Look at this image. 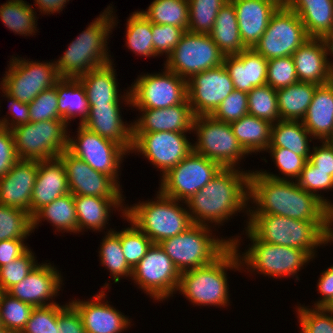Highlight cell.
<instances>
[{"instance_id":"obj_27","label":"cell","mask_w":333,"mask_h":333,"mask_svg":"<svg viewBox=\"0 0 333 333\" xmlns=\"http://www.w3.org/2000/svg\"><path fill=\"white\" fill-rule=\"evenodd\" d=\"M67 174L59 157L38 161V170L30 203L33 216L43 206L68 194Z\"/></svg>"},{"instance_id":"obj_16","label":"cell","mask_w":333,"mask_h":333,"mask_svg":"<svg viewBox=\"0 0 333 333\" xmlns=\"http://www.w3.org/2000/svg\"><path fill=\"white\" fill-rule=\"evenodd\" d=\"M309 39L299 16L286 5L271 15L268 27L254 49L267 60L292 54Z\"/></svg>"},{"instance_id":"obj_11","label":"cell","mask_w":333,"mask_h":333,"mask_svg":"<svg viewBox=\"0 0 333 333\" xmlns=\"http://www.w3.org/2000/svg\"><path fill=\"white\" fill-rule=\"evenodd\" d=\"M225 55L209 34L185 31L164 66L185 80L223 64Z\"/></svg>"},{"instance_id":"obj_9","label":"cell","mask_w":333,"mask_h":333,"mask_svg":"<svg viewBox=\"0 0 333 333\" xmlns=\"http://www.w3.org/2000/svg\"><path fill=\"white\" fill-rule=\"evenodd\" d=\"M67 128L63 120H44L11 129L19 159L41 161L58 157L68 147Z\"/></svg>"},{"instance_id":"obj_30","label":"cell","mask_w":333,"mask_h":333,"mask_svg":"<svg viewBox=\"0 0 333 333\" xmlns=\"http://www.w3.org/2000/svg\"><path fill=\"white\" fill-rule=\"evenodd\" d=\"M113 65L115 64L112 62L78 77L85 88L89 105L121 104L125 101V105L131 106L129 90L124 95L119 94Z\"/></svg>"},{"instance_id":"obj_53","label":"cell","mask_w":333,"mask_h":333,"mask_svg":"<svg viewBox=\"0 0 333 333\" xmlns=\"http://www.w3.org/2000/svg\"><path fill=\"white\" fill-rule=\"evenodd\" d=\"M308 307L301 304L296 307L300 333H333V316L322 307Z\"/></svg>"},{"instance_id":"obj_57","label":"cell","mask_w":333,"mask_h":333,"mask_svg":"<svg viewBox=\"0 0 333 333\" xmlns=\"http://www.w3.org/2000/svg\"><path fill=\"white\" fill-rule=\"evenodd\" d=\"M185 31L181 27L152 23V41L157 56L165 54L166 58L179 43Z\"/></svg>"},{"instance_id":"obj_67","label":"cell","mask_w":333,"mask_h":333,"mask_svg":"<svg viewBox=\"0 0 333 333\" xmlns=\"http://www.w3.org/2000/svg\"><path fill=\"white\" fill-rule=\"evenodd\" d=\"M322 308L330 315L333 316V297L325 303Z\"/></svg>"},{"instance_id":"obj_18","label":"cell","mask_w":333,"mask_h":333,"mask_svg":"<svg viewBox=\"0 0 333 333\" xmlns=\"http://www.w3.org/2000/svg\"><path fill=\"white\" fill-rule=\"evenodd\" d=\"M132 139L133 148L130 152L144 155L159 168L162 176L193 150V144L181 132L132 133Z\"/></svg>"},{"instance_id":"obj_45","label":"cell","mask_w":333,"mask_h":333,"mask_svg":"<svg viewBox=\"0 0 333 333\" xmlns=\"http://www.w3.org/2000/svg\"><path fill=\"white\" fill-rule=\"evenodd\" d=\"M229 0H188L189 23L188 31L209 34L219 10Z\"/></svg>"},{"instance_id":"obj_28","label":"cell","mask_w":333,"mask_h":333,"mask_svg":"<svg viewBox=\"0 0 333 333\" xmlns=\"http://www.w3.org/2000/svg\"><path fill=\"white\" fill-rule=\"evenodd\" d=\"M120 108V104L90 105L88 118L82 125L123 146L130 155L133 148L132 123L123 122Z\"/></svg>"},{"instance_id":"obj_24","label":"cell","mask_w":333,"mask_h":333,"mask_svg":"<svg viewBox=\"0 0 333 333\" xmlns=\"http://www.w3.org/2000/svg\"><path fill=\"white\" fill-rule=\"evenodd\" d=\"M140 117L132 123V133L193 132L194 113L188 99L175 106L161 109H139Z\"/></svg>"},{"instance_id":"obj_19","label":"cell","mask_w":333,"mask_h":333,"mask_svg":"<svg viewBox=\"0 0 333 333\" xmlns=\"http://www.w3.org/2000/svg\"><path fill=\"white\" fill-rule=\"evenodd\" d=\"M234 90L232 79L223 64L187 80L188 101L195 116L212 115Z\"/></svg>"},{"instance_id":"obj_66","label":"cell","mask_w":333,"mask_h":333,"mask_svg":"<svg viewBox=\"0 0 333 333\" xmlns=\"http://www.w3.org/2000/svg\"><path fill=\"white\" fill-rule=\"evenodd\" d=\"M333 214L330 217L329 220V227H328V231H327V242H329L331 244V242H333Z\"/></svg>"},{"instance_id":"obj_4","label":"cell","mask_w":333,"mask_h":333,"mask_svg":"<svg viewBox=\"0 0 333 333\" xmlns=\"http://www.w3.org/2000/svg\"><path fill=\"white\" fill-rule=\"evenodd\" d=\"M239 237H231L232 245L213 263L182 272L177 291L193 305L227 307L230 304L227 270L244 268L238 253Z\"/></svg>"},{"instance_id":"obj_23","label":"cell","mask_w":333,"mask_h":333,"mask_svg":"<svg viewBox=\"0 0 333 333\" xmlns=\"http://www.w3.org/2000/svg\"><path fill=\"white\" fill-rule=\"evenodd\" d=\"M38 170V161L19 159L0 178V205L23 209L30 214V203Z\"/></svg>"},{"instance_id":"obj_20","label":"cell","mask_w":333,"mask_h":333,"mask_svg":"<svg viewBox=\"0 0 333 333\" xmlns=\"http://www.w3.org/2000/svg\"><path fill=\"white\" fill-rule=\"evenodd\" d=\"M58 157L64 165L69 192L73 195L124 198L121 193V186L110 176L94 170L67 149Z\"/></svg>"},{"instance_id":"obj_44","label":"cell","mask_w":333,"mask_h":333,"mask_svg":"<svg viewBox=\"0 0 333 333\" xmlns=\"http://www.w3.org/2000/svg\"><path fill=\"white\" fill-rule=\"evenodd\" d=\"M32 232V216L28 212L0 205V241L27 239Z\"/></svg>"},{"instance_id":"obj_43","label":"cell","mask_w":333,"mask_h":333,"mask_svg":"<svg viewBox=\"0 0 333 333\" xmlns=\"http://www.w3.org/2000/svg\"><path fill=\"white\" fill-rule=\"evenodd\" d=\"M126 46L139 56L156 57L152 23L139 11L131 13L126 24Z\"/></svg>"},{"instance_id":"obj_31","label":"cell","mask_w":333,"mask_h":333,"mask_svg":"<svg viewBox=\"0 0 333 333\" xmlns=\"http://www.w3.org/2000/svg\"><path fill=\"white\" fill-rule=\"evenodd\" d=\"M302 122L314 139L333 136V80L316 87Z\"/></svg>"},{"instance_id":"obj_39","label":"cell","mask_w":333,"mask_h":333,"mask_svg":"<svg viewBox=\"0 0 333 333\" xmlns=\"http://www.w3.org/2000/svg\"><path fill=\"white\" fill-rule=\"evenodd\" d=\"M314 139L304 127L302 121L280 120L271 126L269 147H282L291 152L309 157L311 147L309 142Z\"/></svg>"},{"instance_id":"obj_63","label":"cell","mask_w":333,"mask_h":333,"mask_svg":"<svg viewBox=\"0 0 333 333\" xmlns=\"http://www.w3.org/2000/svg\"><path fill=\"white\" fill-rule=\"evenodd\" d=\"M317 284V291L322 297L314 303L313 307H322L333 297V265L322 272Z\"/></svg>"},{"instance_id":"obj_14","label":"cell","mask_w":333,"mask_h":333,"mask_svg":"<svg viewBox=\"0 0 333 333\" xmlns=\"http://www.w3.org/2000/svg\"><path fill=\"white\" fill-rule=\"evenodd\" d=\"M181 273L159 244H152L132 269V279L144 293L163 301L177 293ZM176 291V292H175Z\"/></svg>"},{"instance_id":"obj_29","label":"cell","mask_w":333,"mask_h":333,"mask_svg":"<svg viewBox=\"0 0 333 333\" xmlns=\"http://www.w3.org/2000/svg\"><path fill=\"white\" fill-rule=\"evenodd\" d=\"M292 58L299 82L321 85L333 80L321 38H309L292 54Z\"/></svg>"},{"instance_id":"obj_15","label":"cell","mask_w":333,"mask_h":333,"mask_svg":"<svg viewBox=\"0 0 333 333\" xmlns=\"http://www.w3.org/2000/svg\"><path fill=\"white\" fill-rule=\"evenodd\" d=\"M222 168L217 162L192 150L161 177L159 191L183 203L200 191Z\"/></svg>"},{"instance_id":"obj_58","label":"cell","mask_w":333,"mask_h":333,"mask_svg":"<svg viewBox=\"0 0 333 333\" xmlns=\"http://www.w3.org/2000/svg\"><path fill=\"white\" fill-rule=\"evenodd\" d=\"M18 160L11 130L0 125V178L5 176Z\"/></svg>"},{"instance_id":"obj_6","label":"cell","mask_w":333,"mask_h":333,"mask_svg":"<svg viewBox=\"0 0 333 333\" xmlns=\"http://www.w3.org/2000/svg\"><path fill=\"white\" fill-rule=\"evenodd\" d=\"M155 198L154 201H140L135 205L125 206V216L153 244L179 235L193 225L188 209L183 208L181 201L165 196L159 190Z\"/></svg>"},{"instance_id":"obj_59","label":"cell","mask_w":333,"mask_h":333,"mask_svg":"<svg viewBox=\"0 0 333 333\" xmlns=\"http://www.w3.org/2000/svg\"><path fill=\"white\" fill-rule=\"evenodd\" d=\"M0 89L4 93L3 97L8 99L7 102H10L8 114L10 113L9 115L12 116V119L10 120H8V117L0 119V125L11 130L17 126L30 122L28 103H23L6 93L1 87Z\"/></svg>"},{"instance_id":"obj_60","label":"cell","mask_w":333,"mask_h":333,"mask_svg":"<svg viewBox=\"0 0 333 333\" xmlns=\"http://www.w3.org/2000/svg\"><path fill=\"white\" fill-rule=\"evenodd\" d=\"M321 146H313L308 161L318 170L329 172L333 178V148L327 141H321Z\"/></svg>"},{"instance_id":"obj_56","label":"cell","mask_w":333,"mask_h":333,"mask_svg":"<svg viewBox=\"0 0 333 333\" xmlns=\"http://www.w3.org/2000/svg\"><path fill=\"white\" fill-rule=\"evenodd\" d=\"M248 114V93L234 90L214 111L212 116L222 122L231 123Z\"/></svg>"},{"instance_id":"obj_55","label":"cell","mask_w":333,"mask_h":333,"mask_svg":"<svg viewBox=\"0 0 333 333\" xmlns=\"http://www.w3.org/2000/svg\"><path fill=\"white\" fill-rule=\"evenodd\" d=\"M30 122L44 120H62L58 113V96L56 84L54 87L42 91L28 104Z\"/></svg>"},{"instance_id":"obj_52","label":"cell","mask_w":333,"mask_h":333,"mask_svg":"<svg viewBox=\"0 0 333 333\" xmlns=\"http://www.w3.org/2000/svg\"><path fill=\"white\" fill-rule=\"evenodd\" d=\"M68 304L34 307L30 319L21 333H59L58 314Z\"/></svg>"},{"instance_id":"obj_69","label":"cell","mask_w":333,"mask_h":333,"mask_svg":"<svg viewBox=\"0 0 333 333\" xmlns=\"http://www.w3.org/2000/svg\"><path fill=\"white\" fill-rule=\"evenodd\" d=\"M276 1L280 6L285 5L286 0H273Z\"/></svg>"},{"instance_id":"obj_38","label":"cell","mask_w":333,"mask_h":333,"mask_svg":"<svg viewBox=\"0 0 333 333\" xmlns=\"http://www.w3.org/2000/svg\"><path fill=\"white\" fill-rule=\"evenodd\" d=\"M230 124L235 137L248 154L267 152L272 126L269 121L247 114Z\"/></svg>"},{"instance_id":"obj_37","label":"cell","mask_w":333,"mask_h":333,"mask_svg":"<svg viewBox=\"0 0 333 333\" xmlns=\"http://www.w3.org/2000/svg\"><path fill=\"white\" fill-rule=\"evenodd\" d=\"M318 85L297 82L276 90L281 120L302 121Z\"/></svg>"},{"instance_id":"obj_46","label":"cell","mask_w":333,"mask_h":333,"mask_svg":"<svg viewBox=\"0 0 333 333\" xmlns=\"http://www.w3.org/2000/svg\"><path fill=\"white\" fill-rule=\"evenodd\" d=\"M248 114L271 124L280 121L276 90L268 84L254 87L248 93Z\"/></svg>"},{"instance_id":"obj_10","label":"cell","mask_w":333,"mask_h":333,"mask_svg":"<svg viewBox=\"0 0 333 333\" xmlns=\"http://www.w3.org/2000/svg\"><path fill=\"white\" fill-rule=\"evenodd\" d=\"M197 141L193 151L217 162L223 168H236L249 155L235 137L231 124L212 115L195 116L193 128Z\"/></svg>"},{"instance_id":"obj_3","label":"cell","mask_w":333,"mask_h":333,"mask_svg":"<svg viewBox=\"0 0 333 333\" xmlns=\"http://www.w3.org/2000/svg\"><path fill=\"white\" fill-rule=\"evenodd\" d=\"M112 13L113 7L108 6L86 30L72 40L60 59L54 61L60 78H78L112 63L107 47L109 34L117 26L116 16Z\"/></svg>"},{"instance_id":"obj_51","label":"cell","mask_w":333,"mask_h":333,"mask_svg":"<svg viewBox=\"0 0 333 333\" xmlns=\"http://www.w3.org/2000/svg\"><path fill=\"white\" fill-rule=\"evenodd\" d=\"M295 181L305 191L320 198L333 211L331 200L325 199L323 195L319 194L321 190H333V178L329 175V172L318 170L317 167L307 161L301 174Z\"/></svg>"},{"instance_id":"obj_48","label":"cell","mask_w":333,"mask_h":333,"mask_svg":"<svg viewBox=\"0 0 333 333\" xmlns=\"http://www.w3.org/2000/svg\"><path fill=\"white\" fill-rule=\"evenodd\" d=\"M130 227L124 228L120 232L113 230L119 237L128 265L133 269L145 256L153 242L126 216H124Z\"/></svg>"},{"instance_id":"obj_62","label":"cell","mask_w":333,"mask_h":333,"mask_svg":"<svg viewBox=\"0 0 333 333\" xmlns=\"http://www.w3.org/2000/svg\"><path fill=\"white\" fill-rule=\"evenodd\" d=\"M24 242V239H8L0 241V267L9 264L29 249Z\"/></svg>"},{"instance_id":"obj_64","label":"cell","mask_w":333,"mask_h":333,"mask_svg":"<svg viewBox=\"0 0 333 333\" xmlns=\"http://www.w3.org/2000/svg\"><path fill=\"white\" fill-rule=\"evenodd\" d=\"M67 2L69 0H35L34 3L38 6L41 13L48 15L56 12L60 13Z\"/></svg>"},{"instance_id":"obj_54","label":"cell","mask_w":333,"mask_h":333,"mask_svg":"<svg viewBox=\"0 0 333 333\" xmlns=\"http://www.w3.org/2000/svg\"><path fill=\"white\" fill-rule=\"evenodd\" d=\"M297 82L299 80L292 56L268 60L266 84L278 90Z\"/></svg>"},{"instance_id":"obj_35","label":"cell","mask_w":333,"mask_h":333,"mask_svg":"<svg viewBox=\"0 0 333 333\" xmlns=\"http://www.w3.org/2000/svg\"><path fill=\"white\" fill-rule=\"evenodd\" d=\"M209 36L225 56L236 55L246 49L240 36L235 7L230 0L217 13Z\"/></svg>"},{"instance_id":"obj_1","label":"cell","mask_w":333,"mask_h":333,"mask_svg":"<svg viewBox=\"0 0 333 333\" xmlns=\"http://www.w3.org/2000/svg\"><path fill=\"white\" fill-rule=\"evenodd\" d=\"M294 181L277 180L258 170L251 171L249 203L255 205L254 209L249 208L248 215H280L296 220L318 221L328 231L333 211Z\"/></svg>"},{"instance_id":"obj_13","label":"cell","mask_w":333,"mask_h":333,"mask_svg":"<svg viewBox=\"0 0 333 333\" xmlns=\"http://www.w3.org/2000/svg\"><path fill=\"white\" fill-rule=\"evenodd\" d=\"M164 68L162 73L138 75L129 88L131 107L161 109L188 99L187 80Z\"/></svg>"},{"instance_id":"obj_33","label":"cell","mask_w":333,"mask_h":333,"mask_svg":"<svg viewBox=\"0 0 333 333\" xmlns=\"http://www.w3.org/2000/svg\"><path fill=\"white\" fill-rule=\"evenodd\" d=\"M301 19L309 38H322L333 29V0H286Z\"/></svg>"},{"instance_id":"obj_47","label":"cell","mask_w":333,"mask_h":333,"mask_svg":"<svg viewBox=\"0 0 333 333\" xmlns=\"http://www.w3.org/2000/svg\"><path fill=\"white\" fill-rule=\"evenodd\" d=\"M33 309V305L22 302L7 292H0V320L1 326L6 329L21 333Z\"/></svg>"},{"instance_id":"obj_70","label":"cell","mask_w":333,"mask_h":333,"mask_svg":"<svg viewBox=\"0 0 333 333\" xmlns=\"http://www.w3.org/2000/svg\"><path fill=\"white\" fill-rule=\"evenodd\" d=\"M327 142L329 143V145L333 148V136L330 137Z\"/></svg>"},{"instance_id":"obj_17","label":"cell","mask_w":333,"mask_h":333,"mask_svg":"<svg viewBox=\"0 0 333 333\" xmlns=\"http://www.w3.org/2000/svg\"><path fill=\"white\" fill-rule=\"evenodd\" d=\"M77 130L76 140L68 137L67 150L94 170L110 176L120 186L118 170L123 157L129 152L118 143L103 138L82 124H79Z\"/></svg>"},{"instance_id":"obj_7","label":"cell","mask_w":333,"mask_h":333,"mask_svg":"<svg viewBox=\"0 0 333 333\" xmlns=\"http://www.w3.org/2000/svg\"><path fill=\"white\" fill-rule=\"evenodd\" d=\"M212 225L193 224L186 231L158 243L180 273L207 266L231 245V238L212 236ZM217 238H216V237Z\"/></svg>"},{"instance_id":"obj_8","label":"cell","mask_w":333,"mask_h":333,"mask_svg":"<svg viewBox=\"0 0 333 333\" xmlns=\"http://www.w3.org/2000/svg\"><path fill=\"white\" fill-rule=\"evenodd\" d=\"M247 237L251 241L248 250L242 252L239 257L242 266L252 272H257L272 278H283L296 276L304 265L313 258L304 250L282 245L268 244L262 242L248 227H245ZM250 269V270H249Z\"/></svg>"},{"instance_id":"obj_32","label":"cell","mask_w":333,"mask_h":333,"mask_svg":"<svg viewBox=\"0 0 333 333\" xmlns=\"http://www.w3.org/2000/svg\"><path fill=\"white\" fill-rule=\"evenodd\" d=\"M123 198H100L97 196L74 195L77 215V233L90 229L102 231L111 217V210L122 211L125 216ZM120 208V209H118ZM110 216V217H109Z\"/></svg>"},{"instance_id":"obj_50","label":"cell","mask_w":333,"mask_h":333,"mask_svg":"<svg viewBox=\"0 0 333 333\" xmlns=\"http://www.w3.org/2000/svg\"><path fill=\"white\" fill-rule=\"evenodd\" d=\"M34 252L29 248L23 255L0 267V292H7L21 282L38 264Z\"/></svg>"},{"instance_id":"obj_26","label":"cell","mask_w":333,"mask_h":333,"mask_svg":"<svg viewBox=\"0 0 333 333\" xmlns=\"http://www.w3.org/2000/svg\"><path fill=\"white\" fill-rule=\"evenodd\" d=\"M223 65L235 90L249 93L254 87L267 82L268 60L254 48H246L236 55H226Z\"/></svg>"},{"instance_id":"obj_12","label":"cell","mask_w":333,"mask_h":333,"mask_svg":"<svg viewBox=\"0 0 333 333\" xmlns=\"http://www.w3.org/2000/svg\"><path fill=\"white\" fill-rule=\"evenodd\" d=\"M1 88L15 99L30 103L42 91L55 86L60 79L54 61L36 62L12 56Z\"/></svg>"},{"instance_id":"obj_40","label":"cell","mask_w":333,"mask_h":333,"mask_svg":"<svg viewBox=\"0 0 333 333\" xmlns=\"http://www.w3.org/2000/svg\"><path fill=\"white\" fill-rule=\"evenodd\" d=\"M139 12L151 23L172 25L188 31V0H153L146 11Z\"/></svg>"},{"instance_id":"obj_25","label":"cell","mask_w":333,"mask_h":333,"mask_svg":"<svg viewBox=\"0 0 333 333\" xmlns=\"http://www.w3.org/2000/svg\"><path fill=\"white\" fill-rule=\"evenodd\" d=\"M236 12L239 32L246 48H254L280 6L273 0H230Z\"/></svg>"},{"instance_id":"obj_61","label":"cell","mask_w":333,"mask_h":333,"mask_svg":"<svg viewBox=\"0 0 333 333\" xmlns=\"http://www.w3.org/2000/svg\"><path fill=\"white\" fill-rule=\"evenodd\" d=\"M59 333H86L78 311L69 303L58 314Z\"/></svg>"},{"instance_id":"obj_5","label":"cell","mask_w":333,"mask_h":333,"mask_svg":"<svg viewBox=\"0 0 333 333\" xmlns=\"http://www.w3.org/2000/svg\"><path fill=\"white\" fill-rule=\"evenodd\" d=\"M247 227L268 244L306 251L314 260L317 247L328 244L327 230L318 221L296 220L280 215H248Z\"/></svg>"},{"instance_id":"obj_34","label":"cell","mask_w":333,"mask_h":333,"mask_svg":"<svg viewBox=\"0 0 333 333\" xmlns=\"http://www.w3.org/2000/svg\"><path fill=\"white\" fill-rule=\"evenodd\" d=\"M58 113L69 125L71 119L81 117L79 124L88 118L90 105L83 84L78 78H60L56 82Z\"/></svg>"},{"instance_id":"obj_21","label":"cell","mask_w":333,"mask_h":333,"mask_svg":"<svg viewBox=\"0 0 333 333\" xmlns=\"http://www.w3.org/2000/svg\"><path fill=\"white\" fill-rule=\"evenodd\" d=\"M62 282L61 273L54 265L52 266L47 262L39 263L28 276L11 287L7 293L34 307H44L58 304L54 300L51 301V299L58 295Z\"/></svg>"},{"instance_id":"obj_65","label":"cell","mask_w":333,"mask_h":333,"mask_svg":"<svg viewBox=\"0 0 333 333\" xmlns=\"http://www.w3.org/2000/svg\"><path fill=\"white\" fill-rule=\"evenodd\" d=\"M321 39L324 43L325 50H326L328 70H329L330 76L333 79V62H332V60L330 61V58L328 57V55L331 57L333 56V29L330 32L326 33Z\"/></svg>"},{"instance_id":"obj_68","label":"cell","mask_w":333,"mask_h":333,"mask_svg":"<svg viewBox=\"0 0 333 333\" xmlns=\"http://www.w3.org/2000/svg\"><path fill=\"white\" fill-rule=\"evenodd\" d=\"M0 333H15L14 331L8 330L3 326H0Z\"/></svg>"},{"instance_id":"obj_22","label":"cell","mask_w":333,"mask_h":333,"mask_svg":"<svg viewBox=\"0 0 333 333\" xmlns=\"http://www.w3.org/2000/svg\"><path fill=\"white\" fill-rule=\"evenodd\" d=\"M109 286L105 282L103 290L93 296V300L75 299L69 302L78 311L86 333H121L131 325L128 316L116 310L108 301L104 303V289L107 290Z\"/></svg>"},{"instance_id":"obj_42","label":"cell","mask_w":333,"mask_h":333,"mask_svg":"<svg viewBox=\"0 0 333 333\" xmlns=\"http://www.w3.org/2000/svg\"><path fill=\"white\" fill-rule=\"evenodd\" d=\"M108 229L105 237L100 244L99 258L101 265L109 270L114 283L120 282V277H131L132 268L128 265L123 254L120 237L113 231Z\"/></svg>"},{"instance_id":"obj_36","label":"cell","mask_w":333,"mask_h":333,"mask_svg":"<svg viewBox=\"0 0 333 333\" xmlns=\"http://www.w3.org/2000/svg\"><path fill=\"white\" fill-rule=\"evenodd\" d=\"M44 219V220H43ZM48 221L55 230L62 233H77V215L72 193L65 194L50 204L43 206L32 216V229L38 227L39 223Z\"/></svg>"},{"instance_id":"obj_49","label":"cell","mask_w":333,"mask_h":333,"mask_svg":"<svg viewBox=\"0 0 333 333\" xmlns=\"http://www.w3.org/2000/svg\"><path fill=\"white\" fill-rule=\"evenodd\" d=\"M267 151L271 154L270 157H272V160L274 159L273 161L275 165L285 177L271 174L270 172H266V170H260L259 172L267 177L277 180H290V178L291 180H296L309 159V157L299 156L282 147H268Z\"/></svg>"},{"instance_id":"obj_41","label":"cell","mask_w":333,"mask_h":333,"mask_svg":"<svg viewBox=\"0 0 333 333\" xmlns=\"http://www.w3.org/2000/svg\"><path fill=\"white\" fill-rule=\"evenodd\" d=\"M33 6L24 0H8L0 6V20L15 34L31 36L37 29V16Z\"/></svg>"},{"instance_id":"obj_2","label":"cell","mask_w":333,"mask_h":333,"mask_svg":"<svg viewBox=\"0 0 333 333\" xmlns=\"http://www.w3.org/2000/svg\"><path fill=\"white\" fill-rule=\"evenodd\" d=\"M222 168L200 191L183 202L193 224L222 225L236 214H249L250 170ZM248 207V208H247ZM246 208V209H245Z\"/></svg>"}]
</instances>
